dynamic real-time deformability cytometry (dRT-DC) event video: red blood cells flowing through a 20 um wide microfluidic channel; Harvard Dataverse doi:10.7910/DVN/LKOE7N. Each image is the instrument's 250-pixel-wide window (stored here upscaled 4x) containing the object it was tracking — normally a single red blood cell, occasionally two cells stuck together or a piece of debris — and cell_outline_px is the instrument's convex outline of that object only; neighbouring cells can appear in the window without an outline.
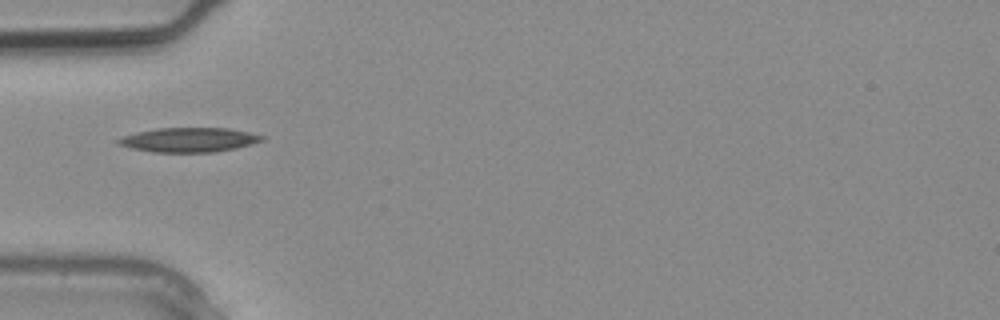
{"species": "common noctule bat (a hibernating species)", "species_latin": "Nyctalus noctula", "temperature_condition": "warm", "stored_images_in_passage": 4, "camera_frame_rate_fps": 3000, "um_per_image_px": 0.085, "animal": {"sex": "male", "body_mass_g": 20.4}, "frame": {"image": 1, "passage_image": 1, "time_ms": 0.0, "image_size_px": [1000, 320], "cell_outline_px": [[264, 140], [252, 144], [236, 148], [212, 152], [152, 152], [132, 148], [116, 144], [116, 140], [120, 136], [136, 132], [160, 128], [228, 128], [248, 132], [264, 136]], "centroid_in_image_um": [16.02, 11.88], "position_along_channel_um": 69.0, "area_um2": 20.46}}
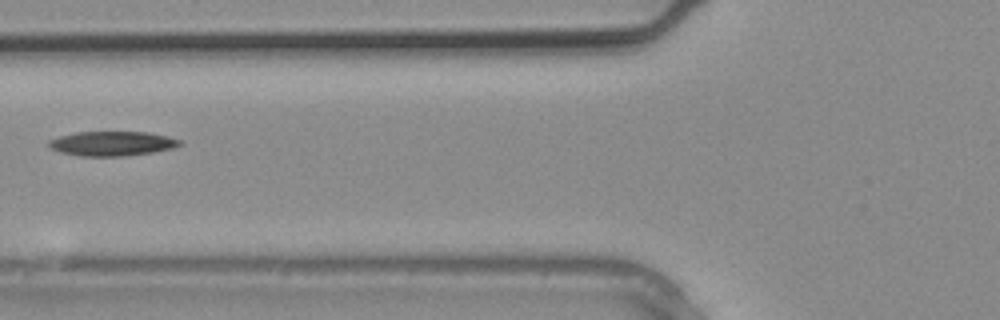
{"frame": {"image": 2, "passage_image": 3, "time_ms": 0.667, "image_size_px": [1000, 320], "cell_outline_px": [[184, 144], [172, 148], [152, 152], [124, 156], [80, 156], [60, 152], [52, 148], [48, 144], [48, 140], [60, 136], [76, 132], [148, 132], [168, 136], [180, 140]], "centroid_in_image_um": [9.54, 12.2], "position_along_channel_um": 116.3, "area_um2": 18.67}}